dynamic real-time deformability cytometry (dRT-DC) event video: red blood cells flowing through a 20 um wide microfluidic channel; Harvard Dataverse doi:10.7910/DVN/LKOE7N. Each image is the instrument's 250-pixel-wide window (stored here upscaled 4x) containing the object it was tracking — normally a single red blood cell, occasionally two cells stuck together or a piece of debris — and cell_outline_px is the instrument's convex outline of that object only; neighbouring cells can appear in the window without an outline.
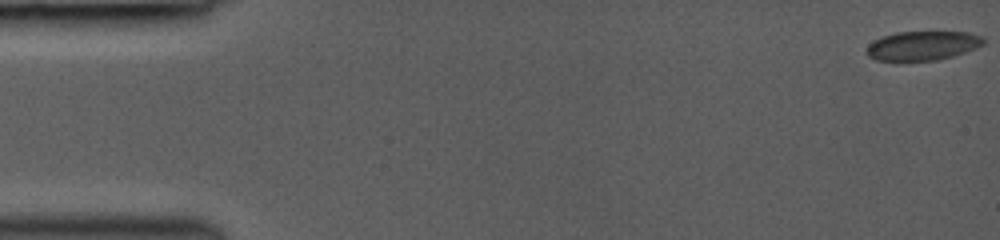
{"species": "common noctule bat (a hibernating species)", "species_latin": "Nyctalus noctula", "temperature_condition": "room temperature", "stored_images_in_passage": 43, "camera_frame_rate_fps": 3000, "um_per_image_px": 0.085, "animal": {"sex": "female", "body_mass_g": 19.0, "forearm_length_mm": 53.3}, "frame": {"image": 1, "passage_image": 1, "time_ms": 0.0, "image_size_px": [1000, 240], "cell_outline_px": [[984, 44], [976, 48], [952, 56], [936, 60], [876, 60], [868, 56], [864, 52], [868, 44], [880, 36], [896, 32], [968, 32], [984, 36]], "centroid_in_image_um": [78.39, 3.87], "position_along_channel_um": 6.6, "area_um2": 19.94}}
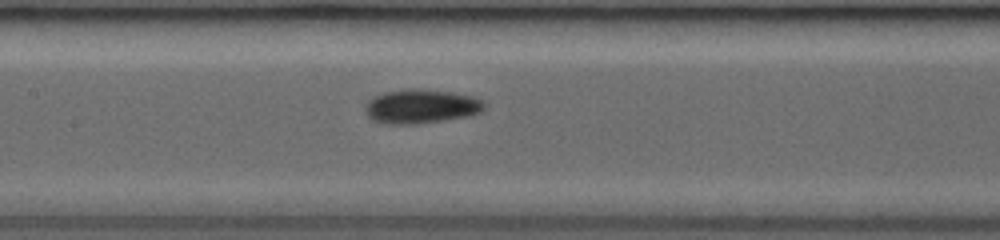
{"frame": {"image": 2, "passage_image": 23, "time_ms": 7.333, "image_size_px": [1000, 240], "cell_outline_px": [[484, 108], [480, 112], [472, 116], [416, 124], [384, 124], [372, 120], [368, 116], [364, 108], [368, 100], [372, 96], [384, 92], [408, 88], [420, 88], [452, 92], [472, 96], [484, 100]], "centroid_in_image_um": [35.78, 9.04], "position_along_channel_um": 171.6, "area_um2": 24.1}}
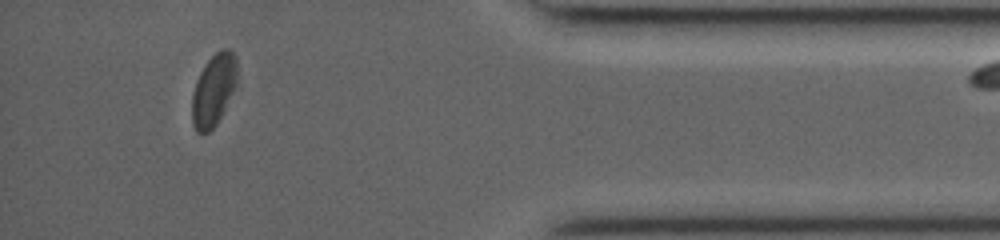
{"frame": {"image": 3, "passage_image": 42, "time_ms": 13.667, "image_size_px": [1000, 240], "cell_outline_px": [[236, 88], [216, 124], [208, 132], [196, 132], [192, 124], [192, 96], [196, 80], [204, 64], [216, 52], [224, 48], [228, 48], [236, 56]], "centroid_in_image_um": [18.15, 7.64], "position_along_channel_um": 417.0, "area_um2": 18.84}}